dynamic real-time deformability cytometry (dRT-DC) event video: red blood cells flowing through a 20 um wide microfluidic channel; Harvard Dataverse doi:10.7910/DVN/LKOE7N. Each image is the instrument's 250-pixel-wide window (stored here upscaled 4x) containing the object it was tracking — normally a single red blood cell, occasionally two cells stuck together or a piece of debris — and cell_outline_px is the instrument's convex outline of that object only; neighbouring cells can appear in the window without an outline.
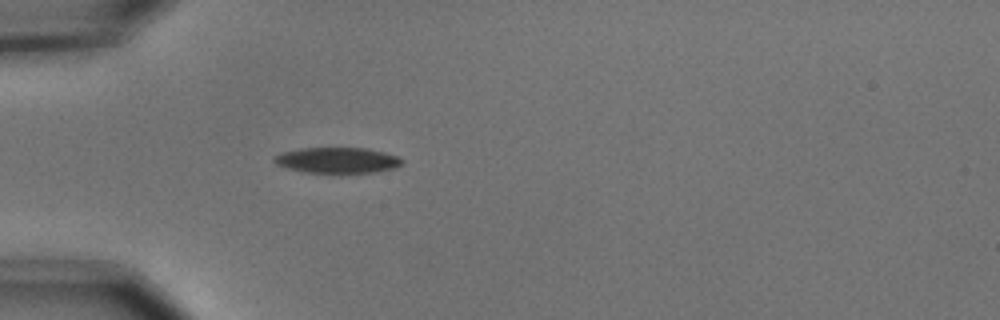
{"species": "common noctule bat (a hibernating species)", "species_latin": "Nyctalus noctula", "temperature_condition": "cold", "stored_images_in_passage": 11, "camera_frame_rate_fps": 3000, "um_per_image_px": 0.085, "animal": {"sex": "male", "body_mass_g": 15.6}, "frame": {"image": 1, "passage_image": 1, "time_ms": 0.0, "image_size_px": [1000, 320], "cell_outline_px": [[404, 164], [396, 168], [376, 172], [340, 176], [304, 172], [288, 168], [276, 164], [272, 160], [280, 152], [300, 148], [364, 148], [384, 152], [396, 156], [404, 160]], "centroid_in_image_um": [28.7, 13.67], "position_along_channel_um": 56.3, "area_um2": 20.11}}
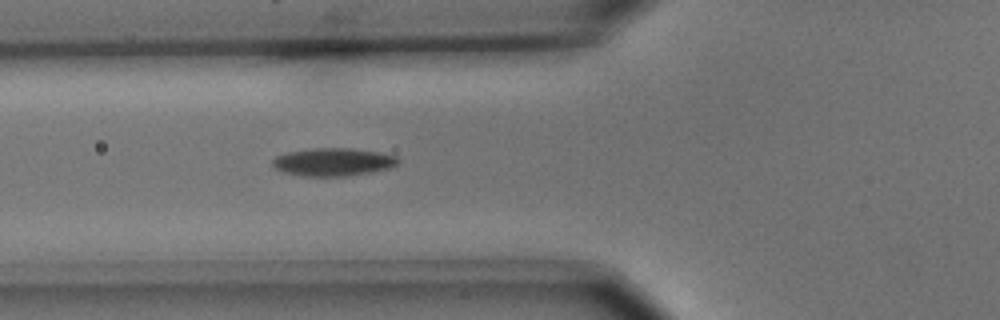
{"frame": {"image": 2, "passage_image": 5, "time_ms": 1.333, "image_size_px": [1000, 320], "cell_outline_px": [[400, 160], [396, 164], [388, 168], [368, 172], [344, 176], [300, 176], [284, 172], [276, 168], [272, 164], [272, 160], [276, 156], [288, 152], [312, 148], [352, 148], [376, 152], [396, 156]], "centroid_in_image_um": [28.27, 13.76], "position_along_channel_um": 97.5, "area_um2": 20.17}}
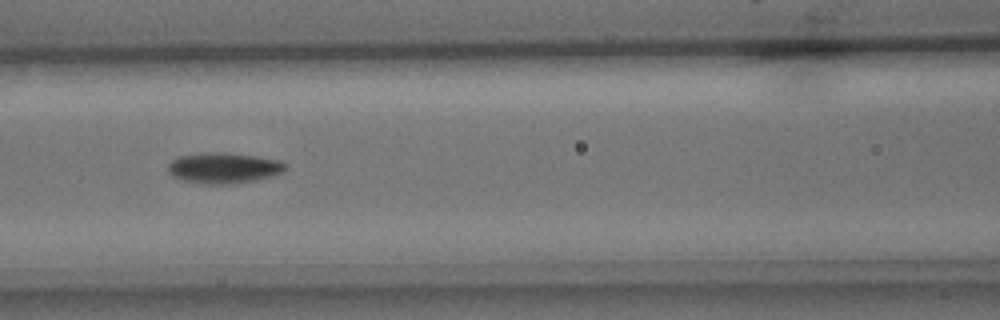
{"frame": {"image": 3, "passage_image": 9, "time_ms": 2.667, "image_size_px": [1000, 320], "cell_outline_px": [[288, 168], [284, 172], [272, 176], [252, 180], [220, 184], [188, 180], [172, 176], [168, 172], [168, 164], [172, 160], [180, 156], [200, 152], [224, 152], [260, 156], [284, 160], [288, 164]], "centroid_in_image_um": [19.11, 14.22], "position_along_channel_um": 147.5, "area_um2": 20.92}}